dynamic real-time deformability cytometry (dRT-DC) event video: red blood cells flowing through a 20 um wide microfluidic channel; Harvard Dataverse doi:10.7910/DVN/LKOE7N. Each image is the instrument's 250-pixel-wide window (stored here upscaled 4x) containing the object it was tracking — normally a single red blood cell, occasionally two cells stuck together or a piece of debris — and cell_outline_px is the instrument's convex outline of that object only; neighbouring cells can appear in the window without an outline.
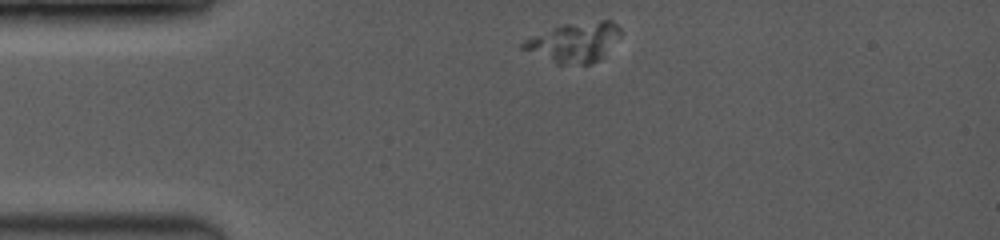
{"species": "common noctule bat (a hibernating species)", "species_latin": "Nyctalus noctula", "temperature_condition": "room temperature", "stored_images_in_passage": 2, "camera_frame_rate_fps": 3500, "um_per_image_px": 0.085, "animal": {"sex": "female", "body_mass_g": 19.0, "forearm_length_mm": 53.3}, "frame": {"image": 1, "passage_image": 1, "time_ms": 0.0, "image_size_px": [1000, 240], "cell_outline_px": [[620, 36], [596, 60], [588, 64], [556, 64], [520, 48], [520, 44], [524, 40], [564, 24], [600, 20], [612, 20], [620, 28]], "centroid_in_image_um": [48.78, 3.58], "position_along_channel_um": 36.2, "area_um2": 21.96}}